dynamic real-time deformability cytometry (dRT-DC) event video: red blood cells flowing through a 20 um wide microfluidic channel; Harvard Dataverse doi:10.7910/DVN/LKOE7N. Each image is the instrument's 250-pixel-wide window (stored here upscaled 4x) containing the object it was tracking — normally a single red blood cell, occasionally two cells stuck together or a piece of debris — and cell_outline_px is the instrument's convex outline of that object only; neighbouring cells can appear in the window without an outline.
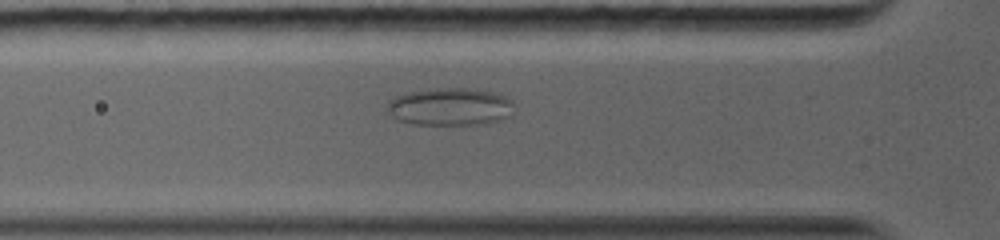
{"species": "common noctule bat (a hibernating species)", "species_latin": "Nyctalus noctula", "temperature_condition": "warm", "stored_images_in_passage": 3, "camera_frame_rate_fps": 5000, "um_per_image_px": 0.085, "animal": {"sex": "female", "body_mass_g": 19.0, "forearm_length_mm": 56.7}, "frame": {"image": 1, "passage_image": 3, "time_ms": 1.8, "image_size_px": [1000, 240], "cell_outline_px": [[512, 116], [488, 124], [416, 124], [396, 120], [388, 116], [384, 112], [384, 108], [388, 100], [396, 96], [408, 92], [436, 88], [476, 88], [492, 92], [504, 96], [512, 100]], "centroid_in_image_um": [38.2, 9.07], "position_along_channel_um": 87.6, "area_um2": 28.38}}